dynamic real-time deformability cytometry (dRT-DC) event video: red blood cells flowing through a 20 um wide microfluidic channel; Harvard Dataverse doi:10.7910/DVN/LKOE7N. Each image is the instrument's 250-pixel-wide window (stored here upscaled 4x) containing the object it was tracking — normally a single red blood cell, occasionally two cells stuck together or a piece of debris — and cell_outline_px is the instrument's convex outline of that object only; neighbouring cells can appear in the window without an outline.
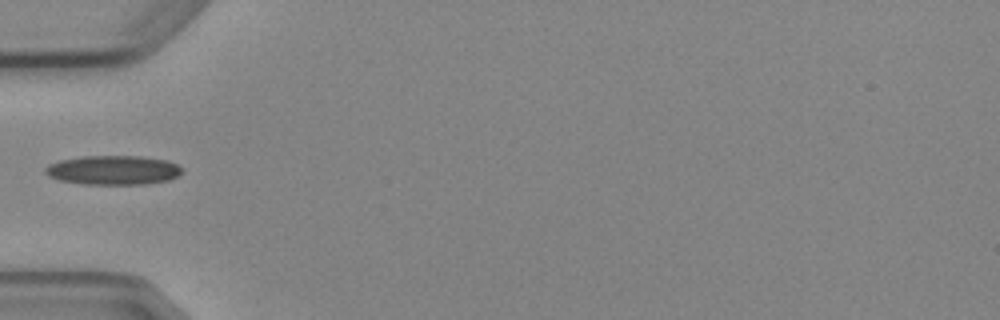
{"species": "Egyptian fruit bat (a non-hibernating species)", "species_latin": "Rousettus aegyptiacus", "temperature_condition": "cold", "stored_images_in_passage": 2, "camera_frame_rate_fps": 3000, "um_per_image_px": 0.085, "animal": {"sex": "female"}, "frame": {"image": 1, "passage_image": 1, "time_ms": 0.0, "image_size_px": [1000, 320], "cell_outline_px": [[184, 172], [168, 180], [148, 184], [80, 184], [60, 180], [48, 176], [44, 172], [44, 168], [48, 164], [60, 160], [84, 156], [140, 156], [168, 160], [184, 168]], "centroid_in_image_um": [9.63, 14.46], "position_along_channel_um": 75.4, "area_um2": 23.52}}
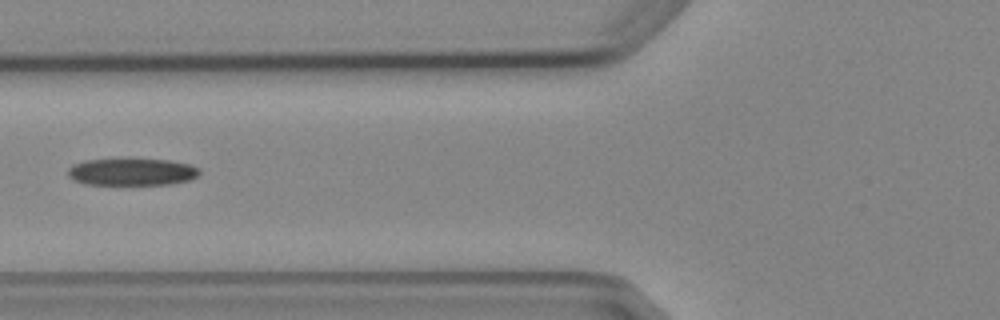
{"frame": {"image": 2, "passage_image": 2, "time_ms": 1.0, "image_size_px": [1000, 320], "cell_outline_px": [[200, 172], [196, 176], [188, 180], [168, 184], [84, 184], [72, 180], [68, 176], [68, 168], [72, 164], [84, 160], [168, 160], [192, 164], [200, 168]], "centroid_in_image_um": [11.19, 14.61], "position_along_channel_um": 114.6, "area_um2": 20.58}}